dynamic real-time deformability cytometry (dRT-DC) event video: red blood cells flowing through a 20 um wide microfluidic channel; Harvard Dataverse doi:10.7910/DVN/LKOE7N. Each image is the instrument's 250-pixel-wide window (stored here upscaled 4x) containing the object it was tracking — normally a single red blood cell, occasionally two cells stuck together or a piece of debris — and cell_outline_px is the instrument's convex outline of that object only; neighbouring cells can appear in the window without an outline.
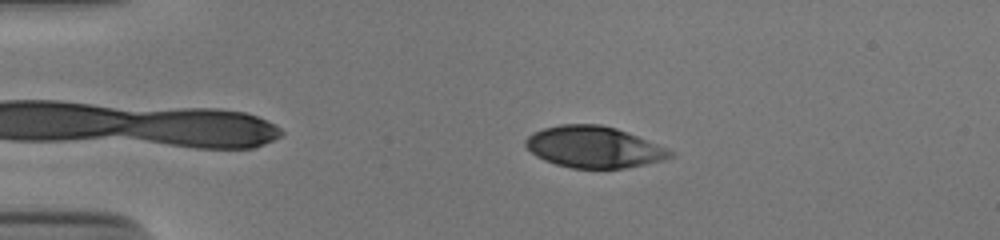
{"species": "human", "species_latin": "Homo sapiens", "temperature_condition": "cold", "stored_images_in_passage": 46, "camera_frame_rate_fps": 3000, "um_per_image_px": 0.085, "donor": {"sex": "male"}, "frame": {"image": 1, "passage_image": 11, "time_ms": 3.333, "image_size_px": [1000, 240], "cell_outline_px": [[676, 156], [664, 160], [624, 168], [572, 168], [556, 164], [544, 160], [536, 156], [524, 144], [524, 140], [532, 132], [544, 128], [560, 124], [600, 124], [616, 128], [628, 132], [668, 148]], "centroid_in_image_um": [50.48, 12.49], "position_along_channel_um": 34.5, "area_um2": 34.97}}
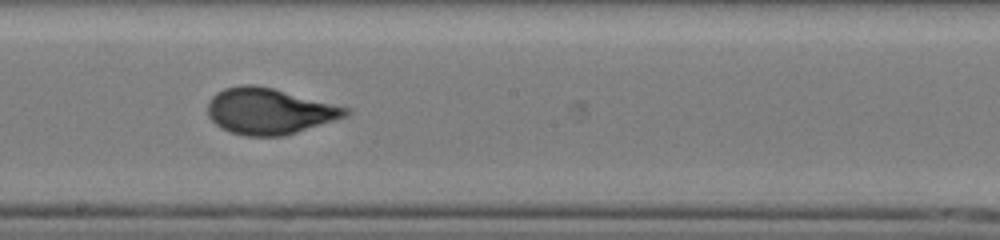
{"frame": {"image": 2, "passage_image": 30, "time_ms": 9.667, "image_size_px": [1000, 240], "cell_outline_px": [[352, 112], [348, 116], [336, 120], [296, 132], [280, 136], [244, 136], [220, 128], [208, 116], [208, 100], [216, 92], [224, 88], [240, 84], [252, 84], [272, 88], [352, 108]], "centroid_in_image_um": [22.9, 9.44], "position_along_channel_um": 225.3, "area_um2": 37.22}}
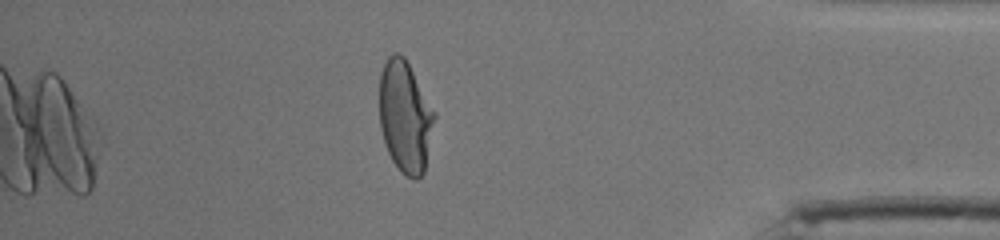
{"frame": {"image": 3, "passage_image": 46, "time_ms": 15.0, "image_size_px": [1000, 240], "cell_outline_px": [[436, 116], [424, 172], [416, 180], [412, 180], [400, 172], [392, 160], [388, 152], [380, 128], [380, 72], [388, 56], [392, 52], [400, 52], [404, 56], [436, 112]], "centroid_in_image_um": [34.44, 9.91], "position_along_channel_um": 400.8, "area_um2": 36.07}, "authors_computed_cell_mechanics": {"area_um2": 36.1539, "velocity_mm_per_s": 3.8761, "shape_relaxation_time_tau1_ms": 4.9531, "shape_relaxation_time_tau2_ms": null, "deformation_change_tau1": 0.1994, "deformation_change_tau2": null}}